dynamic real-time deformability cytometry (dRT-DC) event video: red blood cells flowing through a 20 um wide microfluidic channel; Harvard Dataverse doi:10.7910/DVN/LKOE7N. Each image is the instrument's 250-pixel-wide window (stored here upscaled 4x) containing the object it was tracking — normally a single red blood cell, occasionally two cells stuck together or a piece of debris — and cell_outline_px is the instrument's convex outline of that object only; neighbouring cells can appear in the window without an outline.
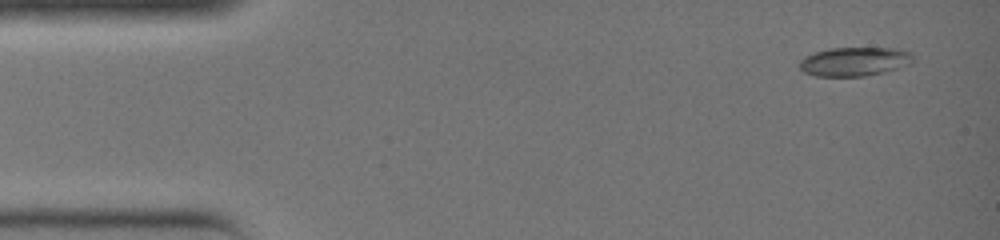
{"species": "common noctule bat (a hibernating species)", "species_latin": "Nyctalus noctula", "temperature_condition": "warm", "stored_images_in_passage": 3, "camera_frame_rate_fps": 3000, "um_per_image_px": 0.085, "animal": {"sex": "female", "body_mass_g": 19.0, "forearm_length_mm": 51.5}, "frame": {"image": 1, "passage_image": 1, "time_ms": 0.0, "image_size_px": [1000, 240], "cell_outline_px": [[912, 64], [864, 76], [816, 76], [804, 72], [800, 68], [800, 60], [804, 56], [816, 52], [832, 48], [892, 48], [912, 52]], "centroid_in_image_um": [72.62, 5.22], "position_along_channel_um": 12.4, "area_um2": 18.9}}